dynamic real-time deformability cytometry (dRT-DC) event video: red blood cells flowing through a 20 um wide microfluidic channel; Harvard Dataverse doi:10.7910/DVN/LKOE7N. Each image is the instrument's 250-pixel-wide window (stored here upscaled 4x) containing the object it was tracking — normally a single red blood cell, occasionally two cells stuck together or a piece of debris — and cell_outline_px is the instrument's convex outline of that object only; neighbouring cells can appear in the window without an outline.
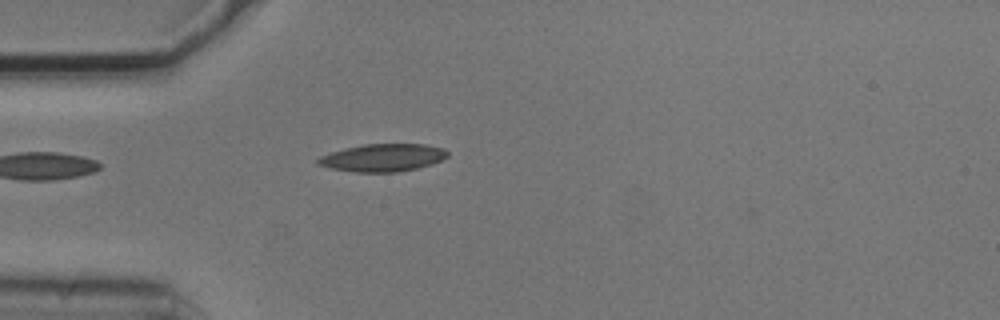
{"species": "common noctule bat (a hibernating species)", "species_latin": "Nyctalus noctula", "temperature_condition": "cold", "stored_images_in_passage": 1, "camera_frame_rate_fps": 3000, "um_per_image_px": 0.085, "animal": {"sex": "male", "body_mass_g": 20.5, "forearm_length_mm": 52.5}, "frame": {"image": 1, "passage_image": 1, "time_ms": 0.0, "image_size_px": [1000, 320], "cell_outline_px": [[448, 156], [432, 164], [416, 168], [396, 172], [356, 172], [332, 168], [316, 164], [316, 160], [320, 156], [332, 152], [364, 144], [424, 144], [444, 148], [448, 152]], "centroid_in_image_um": [32.55, 13.4], "position_along_channel_um": 52.4, "area_um2": 20.63}}